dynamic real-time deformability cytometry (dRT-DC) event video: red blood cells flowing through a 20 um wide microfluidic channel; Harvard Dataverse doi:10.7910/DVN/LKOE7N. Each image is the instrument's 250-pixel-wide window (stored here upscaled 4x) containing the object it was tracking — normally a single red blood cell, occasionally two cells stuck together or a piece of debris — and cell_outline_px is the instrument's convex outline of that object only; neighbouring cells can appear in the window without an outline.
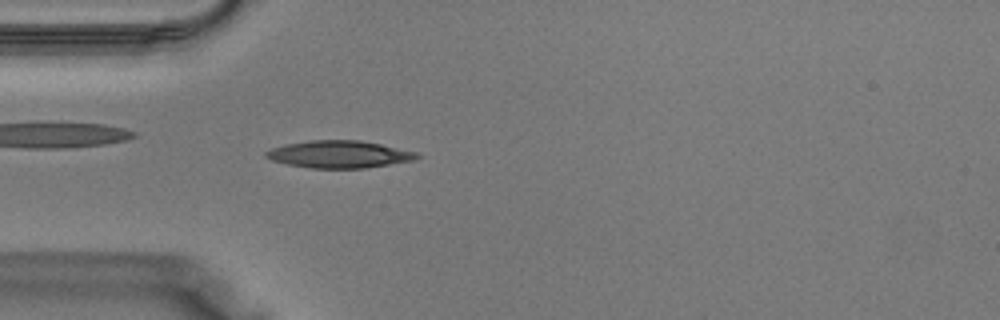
{"species": "Egyptian fruit bat (a non-hibernating species)", "species_latin": "Rousettus aegyptiacus", "temperature_condition": "warm", "stored_images_in_passage": 30, "camera_frame_rate_fps": 3000, "um_per_image_px": 0.085, "animal": {"sex": "male"}, "frame": {"image": 1, "passage_image": 3, "time_ms": 0.667, "image_size_px": [1000, 320], "cell_outline_px": [[420, 156], [416, 160], [364, 168], [312, 168], [288, 164], [272, 160], [264, 156], [264, 152], [272, 148], [288, 144], [312, 140], [360, 140], [380, 144], [416, 152]], "centroid_in_image_um": [28.84, 13.11], "position_along_channel_um": 56.2, "area_um2": 23.76}}
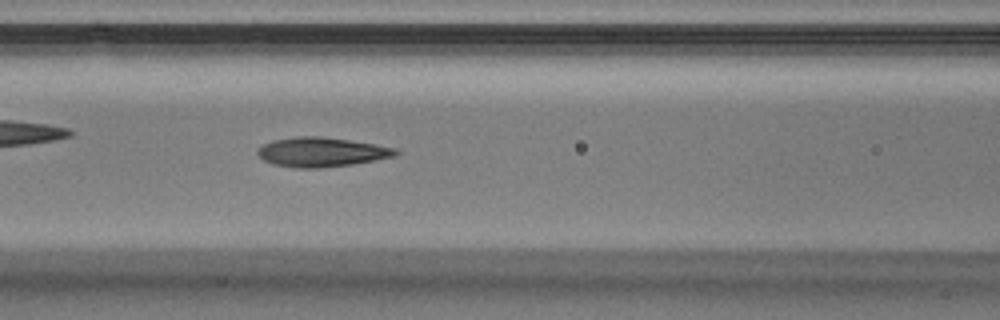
{"frame": {"image": 2, "passage_image": 8, "time_ms": 2.333, "image_size_px": [1000, 320], "cell_outline_px": [[400, 152], [396, 156], [352, 164], [316, 168], [300, 168], [272, 164], [264, 160], [256, 152], [264, 144], [272, 140], [296, 136], [320, 136], [376, 144], [396, 148]], "centroid_in_image_um": [27.34, 12.92], "position_along_channel_um": 139.3, "area_um2": 23.52}}
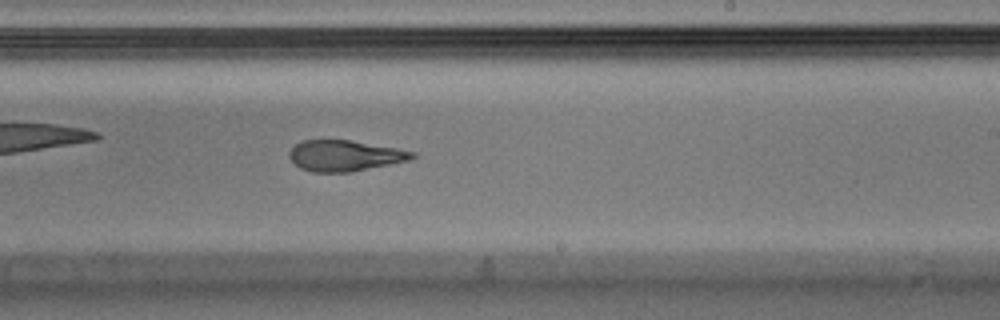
{"frame": {"image": 3, "passage_image": 15, "time_ms": 4.667, "image_size_px": [1000, 320], "cell_outline_px": [[416, 156], [408, 160], [352, 172], [312, 172], [300, 168], [288, 156], [288, 152], [296, 144], [304, 140], [348, 140], [396, 148], [416, 152]], "centroid_in_image_um": [29.29, 13.23], "position_along_channel_um": 259.7, "area_um2": 21.91}}